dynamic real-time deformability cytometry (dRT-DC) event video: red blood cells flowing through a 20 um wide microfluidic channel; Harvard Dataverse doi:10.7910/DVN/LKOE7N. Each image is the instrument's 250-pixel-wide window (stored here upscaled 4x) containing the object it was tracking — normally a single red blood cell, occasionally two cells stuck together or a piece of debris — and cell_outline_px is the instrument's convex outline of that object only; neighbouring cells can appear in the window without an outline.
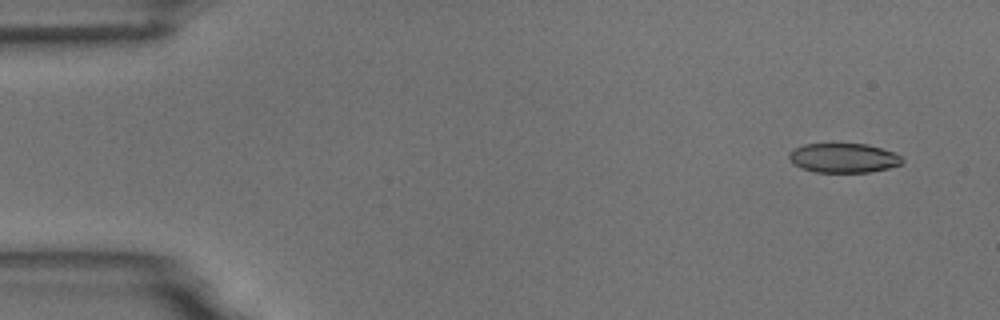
{"species": "common noctule bat (a hibernating species)", "species_latin": "Nyctalus noctula", "temperature_condition": "room temperature", "stored_images_in_passage": 6, "camera_frame_rate_fps": 3000, "um_per_image_px": 0.085, "animal": {"sex": "male", "body_mass_g": 18.8}, "frame": {"image": 1, "passage_image": 1, "time_ms": 0.0, "image_size_px": [1000, 320], "cell_outline_px": [[904, 160], [900, 164], [888, 168], [868, 172], [816, 172], [804, 168], [796, 164], [788, 156], [796, 148], [804, 144], [868, 144], [892, 152], [900, 156]], "centroid_in_image_um": [71.74, 13.42], "position_along_channel_um": 13.3, "area_um2": 18.9}}
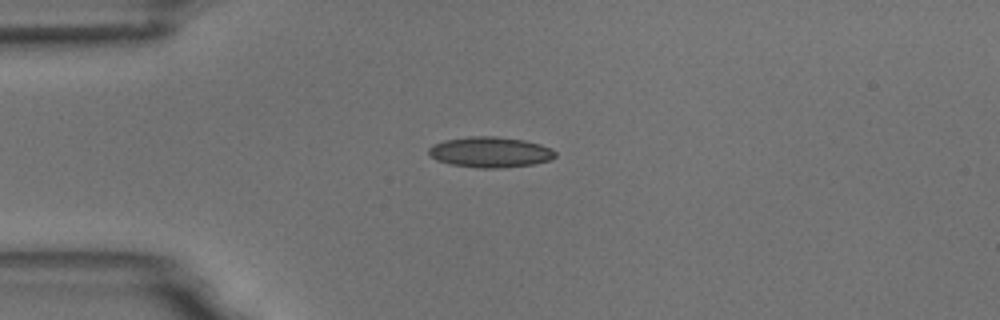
{"frame": {"image": 2, "passage_image": 4, "time_ms": 3.333, "image_size_px": [1000, 320], "cell_outline_px": [[556, 156], [552, 160], [532, 164], [500, 168], [480, 168], [452, 164], [436, 160], [428, 152], [428, 148], [444, 140], [468, 136], [496, 136], [524, 140], [540, 144], [552, 148], [556, 152]], "centroid_in_image_um": [41.7, 12.92], "position_along_channel_um": 43.3, "area_um2": 22.54}}